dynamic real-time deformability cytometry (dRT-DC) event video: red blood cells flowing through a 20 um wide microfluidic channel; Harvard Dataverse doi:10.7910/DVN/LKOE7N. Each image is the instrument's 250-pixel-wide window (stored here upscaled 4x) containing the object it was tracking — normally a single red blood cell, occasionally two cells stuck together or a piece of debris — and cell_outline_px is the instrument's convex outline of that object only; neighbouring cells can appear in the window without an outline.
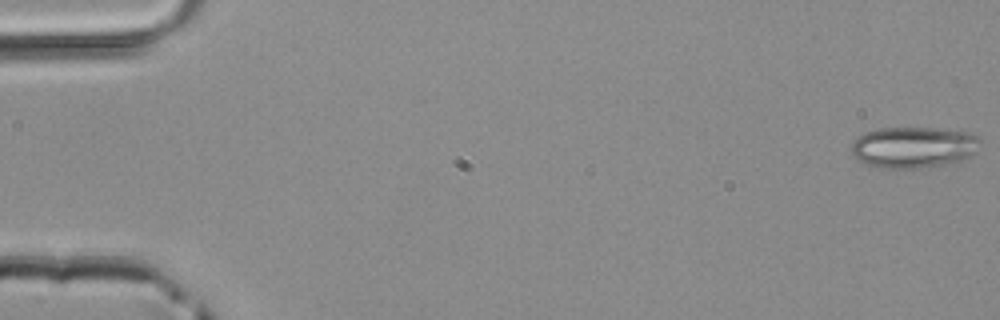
{"species": "common noctule bat (a hibernating species)", "species_latin": "Nyctalus noctula", "temperature_condition": "room temperature", "stored_images_in_passage": 48, "camera_frame_rate_fps": 3000, "um_per_image_px": 0.085, "animal": {"sex": "male", "body_mass_g": 20.4}, "frame": {"image": 1, "passage_image": 1, "time_ms": 0.0, "image_size_px": [1000, 320], "cell_outline_px": [[984, 140], [976, 152], [972, 156], [960, 160], [944, 164], [916, 168], [880, 168], [868, 164], [852, 156], [848, 148], [864, 132], [876, 128], [936, 128], [968, 132], [980, 136]], "centroid_in_image_um": [77.68, 12.5], "position_along_channel_um": 7.3, "area_um2": 31.27}}
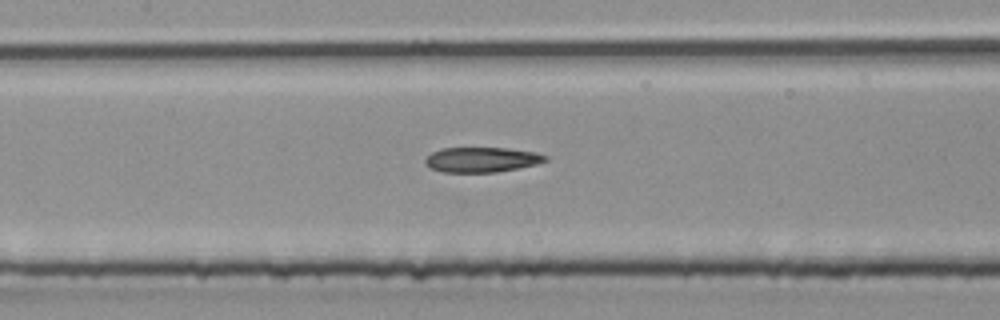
{"frame": {"image": 2, "passage_image": 23, "time_ms": 7.333, "image_size_px": [1000, 320], "cell_outline_px": [[548, 160], [536, 164], [496, 172], [440, 172], [432, 168], [424, 160], [432, 152], [440, 148], [508, 148], [536, 152], [548, 156]], "centroid_in_image_um": [40.96, 13.56], "position_along_channel_um": 166.4, "area_um2": 17.4}}
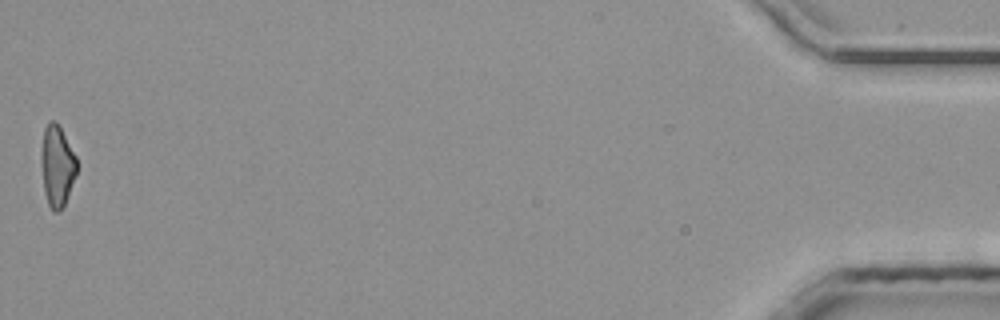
{"frame": {"image": 3, "passage_image": 48, "time_ms": 15.667, "image_size_px": [1000, 320], "cell_outline_px": [[76, 176], [68, 196], [60, 212], [52, 212], [48, 204], [44, 192], [40, 164], [40, 152], [44, 128], [48, 120], [52, 120], [60, 128], [76, 156]], "centroid_in_image_um": [4.82, 14.13], "position_along_channel_um": 430.4, "area_um2": 16.99}}